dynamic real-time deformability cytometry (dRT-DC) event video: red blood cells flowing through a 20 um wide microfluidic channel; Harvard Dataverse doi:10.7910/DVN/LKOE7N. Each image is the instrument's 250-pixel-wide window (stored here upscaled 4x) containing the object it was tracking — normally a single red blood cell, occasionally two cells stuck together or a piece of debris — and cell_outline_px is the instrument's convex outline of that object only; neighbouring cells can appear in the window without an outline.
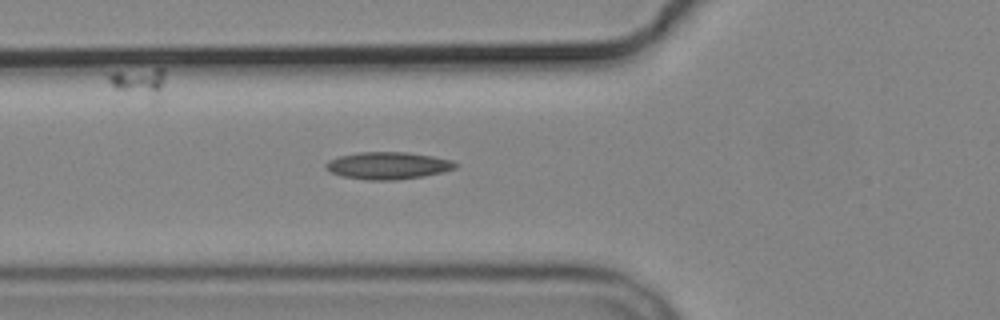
{"species": "common noctule bat (a hibernating species)", "species_latin": "Nyctalus noctula", "temperature_condition": "cold", "stored_images_in_passage": 5, "camera_frame_rate_fps": 3000, "um_per_image_px": 0.085, "animal": {"sex": "male", "body_mass_g": 19.2, "forearm_length_mm": 51.8}, "frame": {"image": 1, "passage_image": 5, "time_ms": 6.0, "image_size_px": [1000, 320], "cell_outline_px": [[456, 168], [444, 172], [424, 176], [396, 180], [368, 180], [340, 176], [324, 168], [324, 164], [328, 160], [340, 156], [360, 152], [408, 152], [432, 156], [452, 160], [456, 164]], "centroid_in_image_um": [32.96, 14.08], "position_along_channel_um": 92.8, "area_um2": 20.63}}